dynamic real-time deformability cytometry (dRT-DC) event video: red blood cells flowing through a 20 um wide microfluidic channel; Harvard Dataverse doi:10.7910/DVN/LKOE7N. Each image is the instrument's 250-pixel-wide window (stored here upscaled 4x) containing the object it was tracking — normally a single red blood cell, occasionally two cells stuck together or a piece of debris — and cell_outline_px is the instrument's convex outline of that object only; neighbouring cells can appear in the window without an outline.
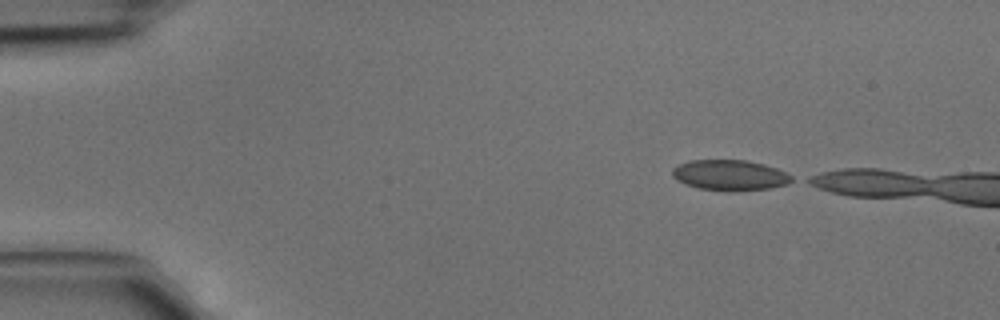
{"species": "common noctule bat (a hibernating species)", "species_latin": "Nyctalus noctula", "temperature_condition": "cold", "stored_images_in_passage": 6, "camera_frame_rate_fps": 3000, "um_per_image_px": 0.085, "animal": {"sex": "male", "body_mass_g": 15.6}, "frame": {"image": 1, "passage_image": 1, "time_ms": 0.0, "image_size_px": [1000, 320], "cell_outline_px": [[796, 180], [788, 184], [768, 188], [700, 188], [684, 184], [676, 180], [672, 176], [672, 168], [688, 160], [748, 160], [764, 164], [776, 168], [792, 176]], "centroid_in_image_um": [62.03, 14.83], "position_along_channel_um": 23.0, "area_um2": 20.46}}